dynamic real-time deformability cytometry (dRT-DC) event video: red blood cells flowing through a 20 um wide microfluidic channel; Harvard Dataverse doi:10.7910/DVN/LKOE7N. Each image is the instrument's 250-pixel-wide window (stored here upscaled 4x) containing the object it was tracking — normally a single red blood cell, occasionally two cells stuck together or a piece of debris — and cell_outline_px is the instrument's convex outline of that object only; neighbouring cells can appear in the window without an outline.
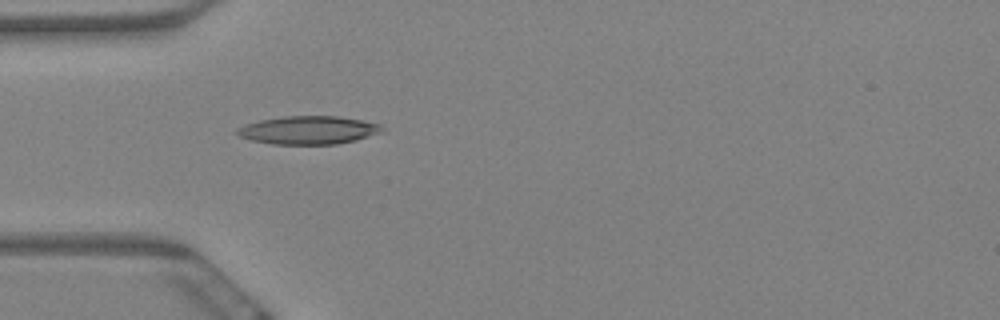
{"species": "Egyptian fruit bat (a non-hibernating species)", "species_latin": "Rousettus aegyptiacus", "temperature_condition": "warm", "stored_images_in_passage": 6, "camera_frame_rate_fps": 3000, "um_per_image_px": 0.085, "animal": {"sex": "female"}, "frame": {"image": 1, "passage_image": 6, "time_ms": 1.667, "image_size_px": [1000, 320], "cell_outline_px": [[384, 132], [356, 140], [336, 144], [272, 144], [252, 140], [240, 136], [236, 132], [236, 128], [260, 120], [284, 116], [336, 116], [360, 120], [380, 124], [384, 128]], "centroid_in_image_um": [26.25, 11.06], "position_along_channel_um": 58.8, "area_um2": 23.7}}